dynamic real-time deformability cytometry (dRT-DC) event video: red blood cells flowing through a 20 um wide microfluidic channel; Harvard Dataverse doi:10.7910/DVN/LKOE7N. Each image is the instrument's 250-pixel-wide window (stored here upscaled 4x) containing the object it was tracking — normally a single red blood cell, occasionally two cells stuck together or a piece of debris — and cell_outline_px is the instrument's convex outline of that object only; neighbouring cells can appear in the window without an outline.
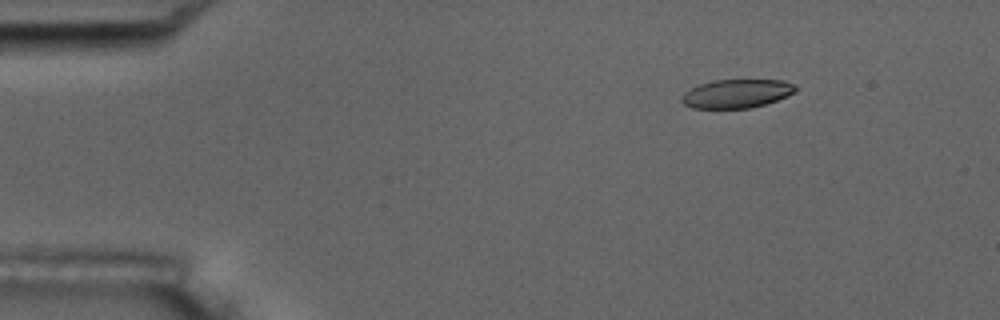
{"species": "common noctule bat (a hibernating species)", "species_latin": "Nyctalus noctula", "temperature_condition": "room temperature", "stored_images_in_passage": 15, "camera_frame_rate_fps": 3000, "um_per_image_px": 0.085, "animal": {"sex": "male", "body_mass_g": 17.5, "forearm_length_mm": 52.3}, "frame": {"image": 1, "passage_image": 3, "time_ms": 2.333, "image_size_px": [1000, 320], "cell_outline_px": [[796, 92], [788, 96], [764, 104], [748, 108], [692, 108], [684, 104], [680, 100], [680, 96], [684, 92], [700, 84], [712, 80], [780, 80], [796, 84]], "centroid_in_image_um": [62.6, 7.95], "position_along_channel_um": 22.4, "area_um2": 19.02}}
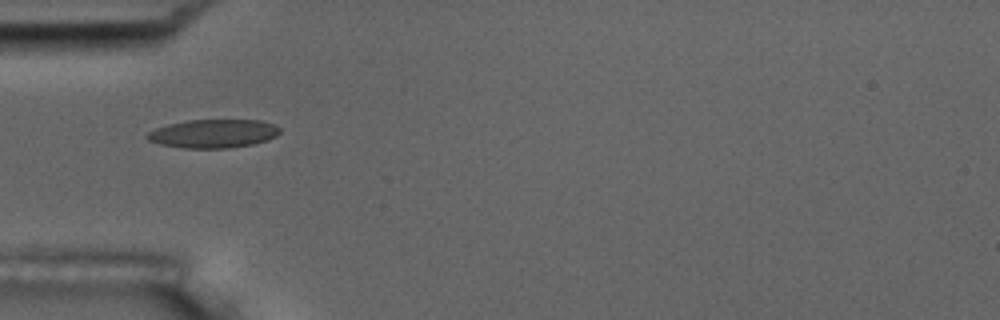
{"frame": {"image": 2, "passage_image": 5, "time_ms": 5.667, "image_size_px": [1000, 320], "cell_outline_px": [[280, 132], [276, 136], [268, 140], [252, 144], [228, 148], [184, 148], [160, 144], [148, 140], [144, 136], [148, 132], [156, 128], [168, 124], [188, 120], [260, 120], [272, 124], [280, 128]], "centroid_in_image_um": [18.12, 11.35], "position_along_channel_um": 66.9, "area_um2": 22.02}, "authors_computed_cell_mechanics": {"area_um2": 20.9236, "velocity_mm_per_s": 3.69, "shape_relaxation_time_tau1_ms": 6.1693, "shape_relaxation_time_tau2_ms": 1.4552, "deformation_change_tau1": 0.1732, "deformation_change_tau2": 0.0559}}